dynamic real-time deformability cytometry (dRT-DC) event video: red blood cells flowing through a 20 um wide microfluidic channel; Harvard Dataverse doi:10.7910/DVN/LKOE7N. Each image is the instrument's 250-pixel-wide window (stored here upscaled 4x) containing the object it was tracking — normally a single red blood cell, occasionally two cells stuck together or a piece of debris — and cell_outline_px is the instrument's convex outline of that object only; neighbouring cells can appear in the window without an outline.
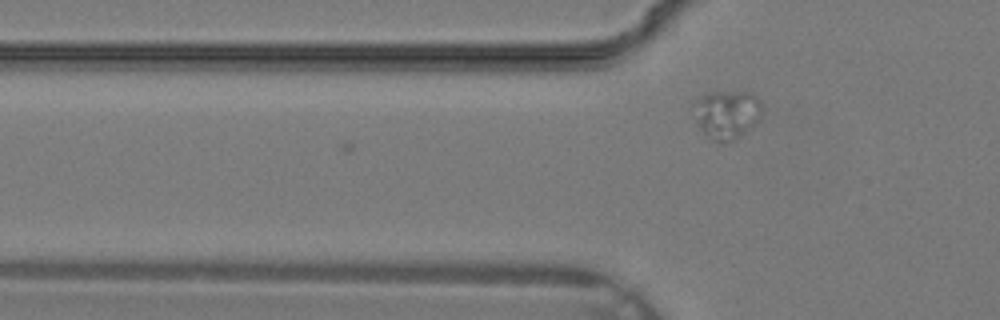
{"species": "common noctule bat (a hibernating species)", "species_latin": "Nyctalus noctula", "temperature_condition": "warm", "stored_images_in_passage": 4, "camera_frame_rate_fps": 3000, "um_per_image_px": 0.085, "animal": {"sex": "male", "body_mass_g": 19.2, "forearm_length_mm": 51.8}, "frame": {"image": 1, "passage_image": 4, "time_ms": 1.0, "image_size_px": [1000, 320], "cell_outline_px": [[760, 120], [752, 128], [740, 136], [732, 140], [720, 144], [712, 140], [700, 128], [696, 120], [696, 100], [700, 96], [712, 92], [752, 92], [760, 100]], "centroid_in_image_um": [61.82, 9.73], "position_along_channel_um": 64.0, "area_um2": 19.19}}